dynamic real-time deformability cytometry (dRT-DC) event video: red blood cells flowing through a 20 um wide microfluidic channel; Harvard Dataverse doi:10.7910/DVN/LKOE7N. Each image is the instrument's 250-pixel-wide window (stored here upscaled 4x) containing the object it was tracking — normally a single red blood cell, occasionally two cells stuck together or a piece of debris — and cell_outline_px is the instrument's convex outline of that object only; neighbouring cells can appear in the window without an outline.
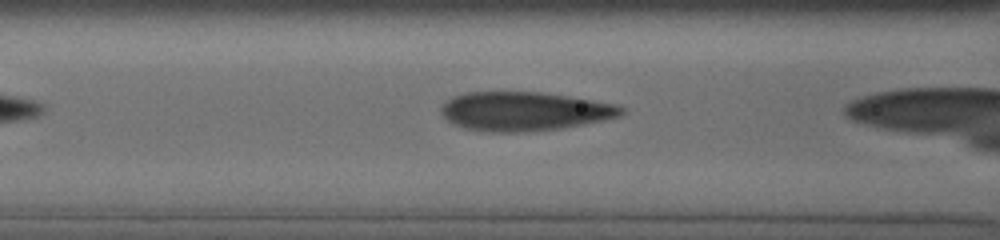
{"species": "human", "species_latin": "Homo sapiens", "temperature_condition": "cold", "stored_images_in_passage": 6, "camera_frame_rate_fps": 3000, "um_per_image_px": 0.085, "donor": {"sex": "male"}, "frame": {"image": 1, "passage_image": 3, "time_ms": 0.667, "image_size_px": [1000, 240], "cell_outline_px": [[624, 112], [620, 116], [604, 120], [584, 124], [560, 128], [520, 132], [492, 132], [464, 128], [448, 120], [440, 112], [440, 108], [452, 96], [464, 92], [540, 92], [612, 104], [624, 108]], "centroid_in_image_um": [44.52, 9.46], "position_along_channel_um": 122.1, "area_um2": 40.34}}